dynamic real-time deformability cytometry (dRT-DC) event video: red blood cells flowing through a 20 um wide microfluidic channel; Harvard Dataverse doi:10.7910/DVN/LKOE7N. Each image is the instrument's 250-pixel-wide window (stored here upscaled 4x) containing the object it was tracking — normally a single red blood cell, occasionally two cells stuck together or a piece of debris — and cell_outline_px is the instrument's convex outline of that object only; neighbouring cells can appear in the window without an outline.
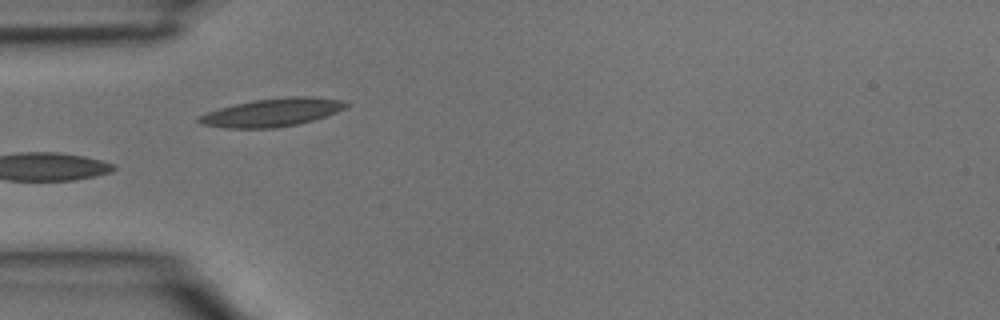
{"species": "common noctule bat (a hibernating species)", "species_latin": "Nyctalus noctula", "temperature_condition": "room temperature", "stored_images_in_passage": 4, "camera_frame_rate_fps": 3000, "um_per_image_px": 0.085, "animal": {"sex": "male", "body_mass_g": 15.6}, "frame": {"image": 1, "passage_image": 3, "time_ms": 0.667, "image_size_px": [1000, 320], "cell_outline_px": [[348, 104], [344, 108], [336, 112], [312, 120], [296, 124], [276, 128], [224, 128], [200, 124], [196, 120], [196, 116], [220, 108], [236, 104], [256, 100], [288, 96], [312, 96], [344, 100]], "centroid_in_image_um": [23.1, 9.56], "position_along_channel_um": 61.9, "area_um2": 23.99}}